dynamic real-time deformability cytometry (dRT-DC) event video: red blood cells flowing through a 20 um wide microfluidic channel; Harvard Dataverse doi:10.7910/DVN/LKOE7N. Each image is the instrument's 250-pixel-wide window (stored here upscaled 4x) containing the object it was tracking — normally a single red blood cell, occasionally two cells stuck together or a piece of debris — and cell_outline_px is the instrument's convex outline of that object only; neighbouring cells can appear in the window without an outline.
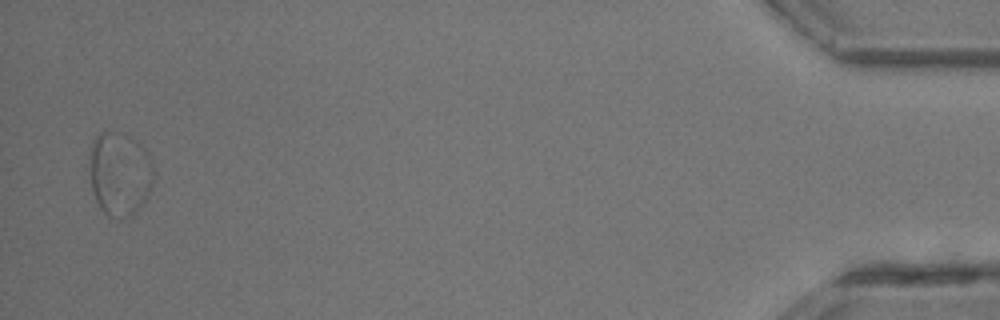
{"species": "common noctule bat (a hibernating species)", "species_latin": "Nyctalus noctula", "temperature_condition": "room temperature", "stored_images_in_passage": 28, "segment_of_instrument_passage": [2, 2], "camera_frame_rate_fps": 3000, "um_per_image_px": 0.085, "animal": {"sex": "male", "body_mass_g": 13.3}, "frame": {"image": 1, "passage_image": 28, "time_ms": 9.0, "image_size_px": [1000, 320], "cell_outline_px": [[152, 184], [144, 200], [136, 212], [120, 220], [108, 216], [100, 208], [96, 200], [92, 188], [88, 156], [92, 140], [100, 132], [120, 132], [136, 140], [144, 148], [152, 164]], "centroid_in_image_um": [10.13, 14.76], "position_along_channel_um": 425.1, "area_um2": 31.33}}